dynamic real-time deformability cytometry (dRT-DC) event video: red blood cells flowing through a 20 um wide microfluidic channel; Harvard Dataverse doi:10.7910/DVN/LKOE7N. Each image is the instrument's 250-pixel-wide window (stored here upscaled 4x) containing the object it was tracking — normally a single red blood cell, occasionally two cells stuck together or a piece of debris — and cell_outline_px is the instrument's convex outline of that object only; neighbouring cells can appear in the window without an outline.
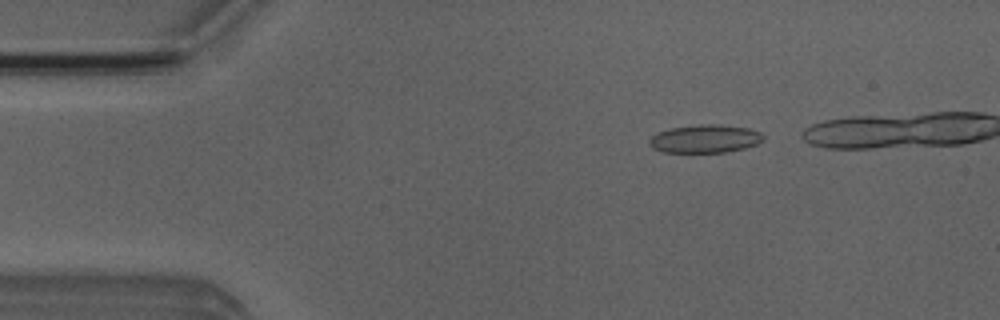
{"species": "Egyptian fruit bat (a non-hibernating species)", "species_latin": "Rousettus aegyptiacus", "temperature_condition": "room temperature", "stored_images_in_passage": 36, "camera_frame_rate_fps": 3000, "um_per_image_px": 0.085, "animal": {"sex": "male"}, "frame": {"image": 1, "passage_image": 3, "time_ms": 0.667, "image_size_px": [1000, 320], "cell_outline_px": [[764, 140], [756, 144], [744, 148], [724, 152], [664, 152], [652, 148], [648, 144], [648, 140], [652, 136], [660, 132], [672, 128], [700, 124], [716, 124], [748, 128], [760, 132], [764, 136]], "centroid_in_image_um": [59.93, 11.8], "position_along_channel_um": 25.1, "area_um2": 18.55}}
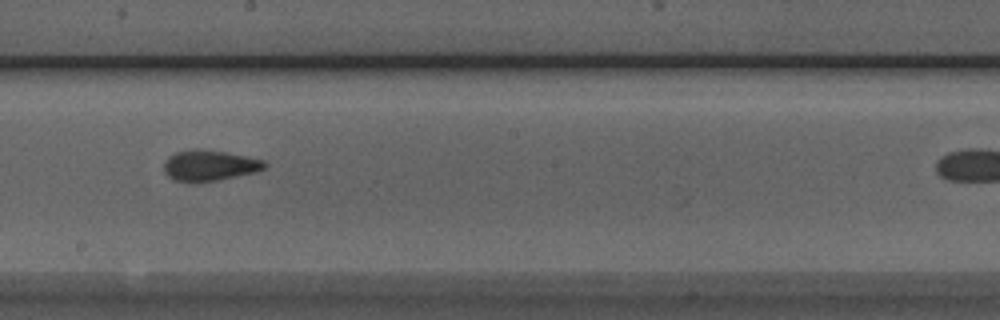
{"frame": {"image": 2, "passage_image": 23, "time_ms": 7.333, "image_size_px": [1000, 320], "cell_outline_px": [[268, 164], [264, 168], [256, 172], [196, 184], [172, 180], [164, 172], [164, 160], [168, 156], [176, 152], [192, 148], [196, 148], [224, 152], [264, 160]], "centroid_in_image_um": [17.74, 14.08], "position_along_channel_um": 230.5, "area_um2": 18.32}}
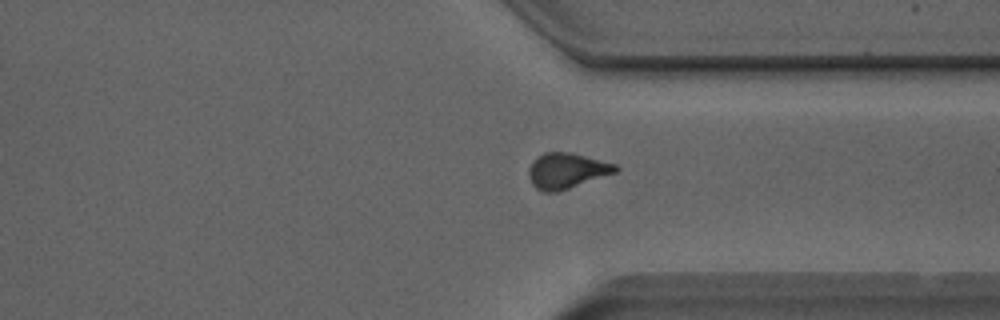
{"frame": {"image": 3, "passage_image": 33, "time_ms": 10.667, "image_size_px": [1000, 320], "cell_outline_px": [[620, 168], [616, 172], [556, 192], [544, 192], [536, 188], [532, 184], [528, 176], [528, 168], [544, 152], [572, 152], [616, 164]], "centroid_in_image_um": [48.17, 14.5], "position_along_channel_um": 363.2, "area_um2": 17.74}}